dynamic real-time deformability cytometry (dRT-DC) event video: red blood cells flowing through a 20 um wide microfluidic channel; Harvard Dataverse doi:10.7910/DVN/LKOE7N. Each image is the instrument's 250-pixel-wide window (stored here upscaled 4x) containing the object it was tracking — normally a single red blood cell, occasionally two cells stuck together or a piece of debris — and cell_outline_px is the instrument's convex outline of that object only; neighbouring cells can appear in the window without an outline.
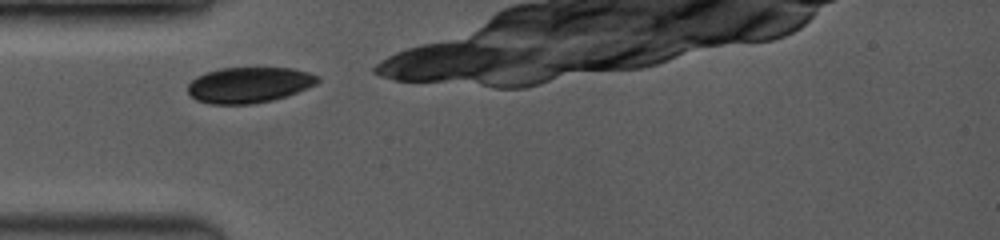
{"species": "common noctule bat (a hibernating species)", "species_latin": "Nyctalus noctula", "temperature_condition": "room temperature", "stored_images_in_passage": 4, "camera_frame_rate_fps": 3500, "um_per_image_px": 0.085, "animal": {"sex": "female", "body_mass_g": 19.0, "forearm_length_mm": 53.3}, "frame": {"image": 1, "passage_image": 1, "time_ms": 0.0, "image_size_px": [1000, 240], "cell_outline_px": [[320, 80], [316, 84], [288, 96], [272, 100], [252, 104], [212, 104], [196, 100], [188, 92], [188, 84], [196, 76], [204, 72], [220, 68], [292, 68], [308, 72], [320, 76]], "centroid_in_image_um": [21.17, 7.21], "position_along_channel_um": 63.8, "area_um2": 27.17}}
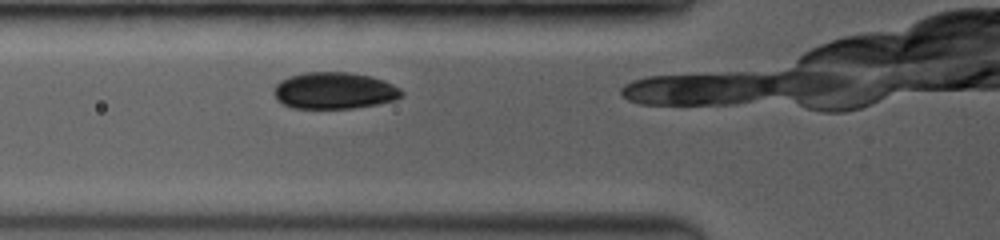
{"frame": {"image": 2, "passage_image": 3, "time_ms": 0.857, "image_size_px": [1000, 240], "cell_outline_px": [[404, 96], [396, 100], [376, 104], [352, 108], [292, 108], [276, 100], [276, 84], [280, 80], [288, 76], [304, 72], [348, 72], [372, 76], [384, 80], [400, 88], [404, 92]], "centroid_in_image_um": [28.45, 7.69], "position_along_channel_um": 97.3, "area_um2": 27.4}}